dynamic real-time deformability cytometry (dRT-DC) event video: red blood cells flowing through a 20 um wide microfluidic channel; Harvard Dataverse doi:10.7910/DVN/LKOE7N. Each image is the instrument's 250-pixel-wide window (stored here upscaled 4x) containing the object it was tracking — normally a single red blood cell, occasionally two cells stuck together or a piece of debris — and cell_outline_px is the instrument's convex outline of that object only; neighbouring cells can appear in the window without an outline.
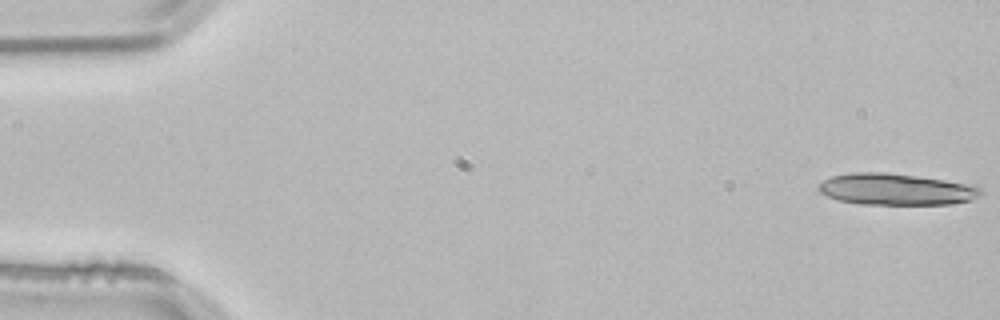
{"species": "common noctule bat (a hibernating species)", "species_latin": "Nyctalus noctula", "temperature_condition": "room temperature", "stored_images_in_passage": 15, "camera_frame_rate_fps": 3000, "um_per_image_px": 0.085, "animal": {"sex": "male", "body_mass_g": 21.5, "forearm_length_mm": 52.0}, "frame": {"image": 1, "passage_image": 1, "time_ms": 0.0, "image_size_px": [1000, 320], "cell_outline_px": [[984, 196], [972, 200], [952, 204], [860, 204], [840, 200], [828, 196], [820, 192], [816, 188], [824, 180], [832, 176], [852, 172], [884, 172], [916, 176], [944, 180], [984, 188]], "centroid_in_image_um": [76.2, 16.09], "position_along_channel_um": 8.8, "area_um2": 29.77}}